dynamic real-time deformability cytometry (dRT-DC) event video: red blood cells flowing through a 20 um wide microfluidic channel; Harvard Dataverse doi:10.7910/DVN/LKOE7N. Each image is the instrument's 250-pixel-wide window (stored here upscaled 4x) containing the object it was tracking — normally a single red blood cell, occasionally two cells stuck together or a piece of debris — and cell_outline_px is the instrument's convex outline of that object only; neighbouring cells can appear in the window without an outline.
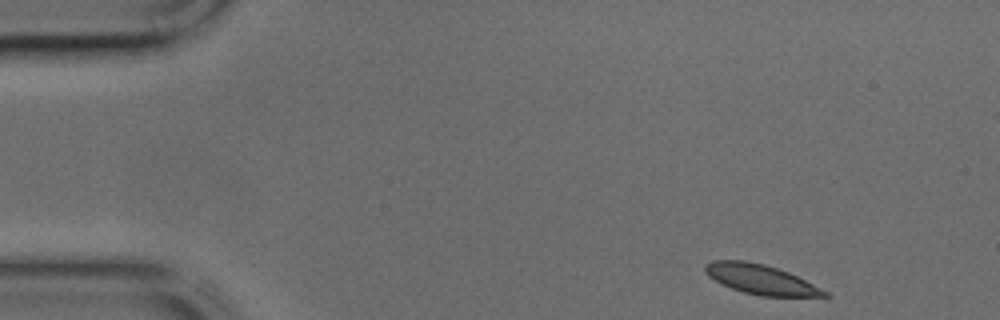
{"species": "common noctule bat (a hibernating species)", "species_latin": "Nyctalus noctula", "temperature_condition": "cold", "stored_images_in_passage": 41, "camera_frame_rate_fps": 3000, "um_per_image_px": 0.085, "animal": {"sex": "male", "body_mass_g": 17.9, "forearm_length_mm": 54.2}, "frame": {"image": 1, "passage_image": 1, "time_ms": 0.0, "image_size_px": [1000, 320], "cell_outline_px": [[832, 296], [760, 296], [744, 292], [720, 284], [708, 276], [704, 272], [704, 264], [712, 260], [744, 260], [764, 264], [788, 272], [828, 292]], "centroid_in_image_um": [64.59, 23.74], "position_along_channel_um": 20.4, "area_um2": 20.52}}
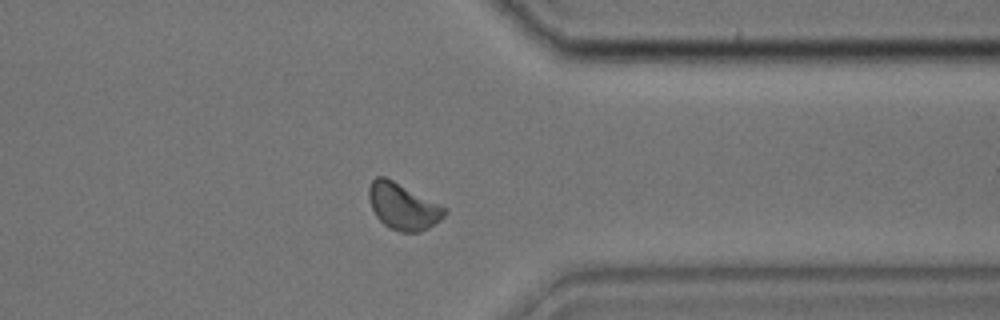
{"frame": {"image": 2, "passage_image": 31, "time_ms": 10.0, "image_size_px": [1000, 320], "cell_outline_px": [[448, 212], [440, 220], [428, 228], [420, 232], [400, 232], [388, 228], [376, 216], [372, 208], [368, 196], [368, 188], [372, 180], [376, 176], [384, 176], [448, 208]], "centroid_in_image_um": [34.25, 17.56], "position_along_channel_um": 377.1, "area_um2": 20.46}}
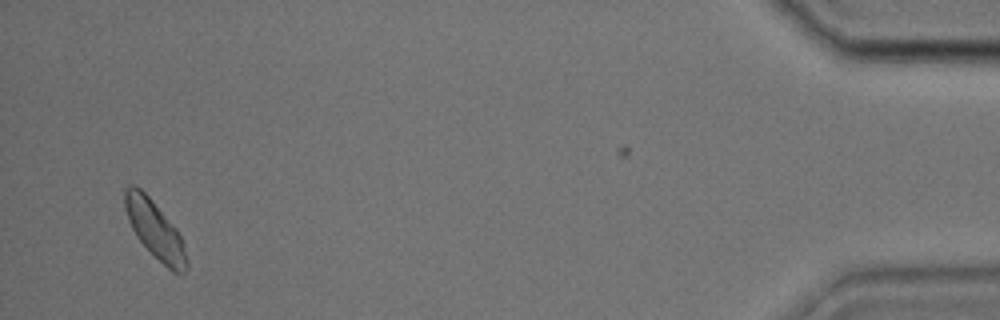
{"frame": {"image": 3, "passage_image": 39, "time_ms": 12.667, "image_size_px": [1000, 320], "cell_outline_px": [[188, 268], [184, 272], [172, 272], [136, 236], [128, 220], [124, 208], [124, 188], [128, 184], [132, 184], [140, 188], [152, 200], [176, 228], [184, 244], [188, 260]], "centroid_in_image_um": [13.16, 19.49], "position_along_channel_um": 422.0, "area_um2": 20.52}}